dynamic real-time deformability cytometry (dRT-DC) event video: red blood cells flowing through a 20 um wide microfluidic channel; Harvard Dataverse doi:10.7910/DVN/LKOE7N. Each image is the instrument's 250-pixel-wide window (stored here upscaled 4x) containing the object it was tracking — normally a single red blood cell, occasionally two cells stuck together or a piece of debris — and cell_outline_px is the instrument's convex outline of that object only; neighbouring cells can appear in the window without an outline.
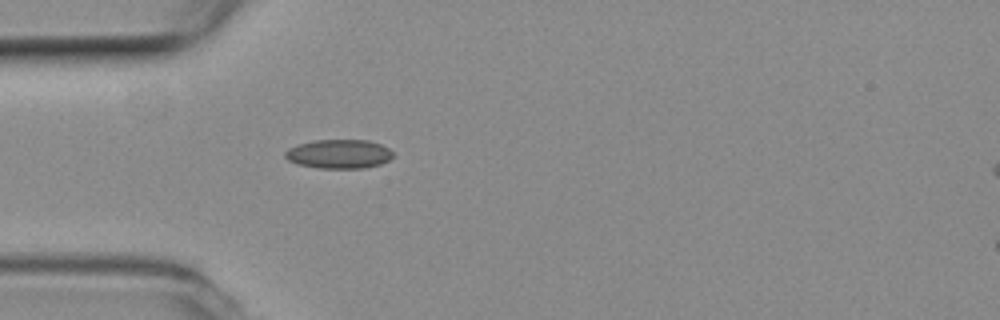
{"species": "common noctule bat (a hibernating species)", "species_latin": "Nyctalus noctula", "temperature_condition": "room temperature", "stored_images_in_passage": 1, "camera_frame_rate_fps": 3000, "um_per_image_px": 0.085, "animal": {"sex": "female", "body_mass_g": 19.3, "forearm_length_mm": 54.1}, "frame": {"image": 1, "passage_image": 1, "time_ms": 0.0, "image_size_px": [1000, 320], "cell_outline_px": [[392, 156], [388, 160], [380, 164], [364, 168], [320, 168], [296, 164], [288, 160], [284, 156], [284, 152], [288, 148], [296, 144], [312, 140], [368, 140], [380, 144], [388, 148], [392, 152]], "centroid_in_image_um": [28.75, 13.08], "position_along_channel_um": 56.2, "area_um2": 18.32}}